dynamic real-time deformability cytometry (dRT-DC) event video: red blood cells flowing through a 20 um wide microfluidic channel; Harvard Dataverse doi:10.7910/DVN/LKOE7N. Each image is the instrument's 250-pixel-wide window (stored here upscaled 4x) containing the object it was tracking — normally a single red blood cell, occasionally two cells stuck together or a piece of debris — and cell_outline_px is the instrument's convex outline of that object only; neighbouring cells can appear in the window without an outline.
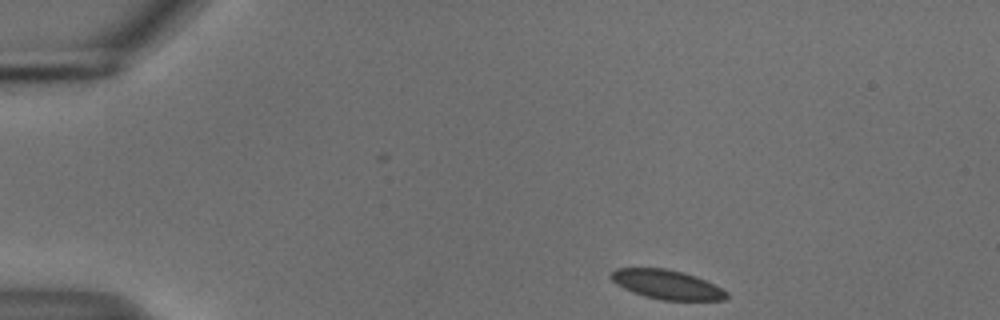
{"species": "common noctule bat (a hibernating species)", "species_latin": "Nyctalus noctula", "temperature_condition": "cold", "stored_images_in_passage": 47, "camera_frame_rate_fps": 3000, "um_per_image_px": 0.085, "animal": {"sex": "male", "body_mass_g": 18.8}, "frame": {"image": 1, "passage_image": 1, "time_ms": 0.0, "image_size_px": [1000, 320], "cell_outline_px": [[728, 296], [724, 300], [660, 300], [644, 296], [632, 292], [616, 284], [608, 276], [616, 268], [664, 268], [684, 272], [696, 276], [728, 292]], "centroid_in_image_um": [56.65, 24.18], "position_along_channel_um": 28.3, "area_um2": 19.65}}
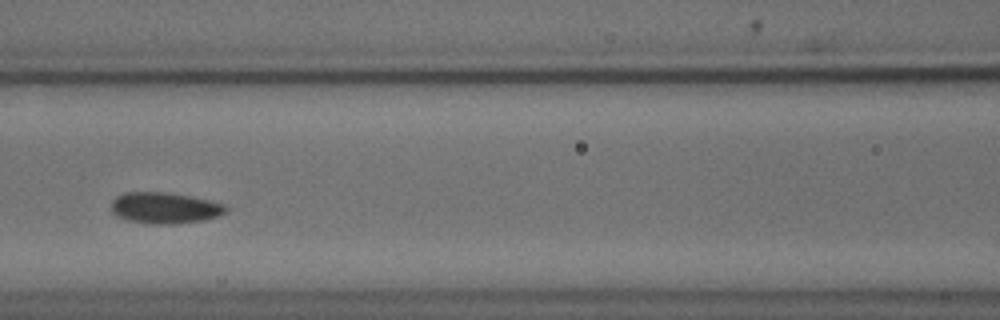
{"frame": {"image": 2, "passage_image": 17, "time_ms": 5.333, "image_size_px": [1000, 320], "cell_outline_px": [[224, 212], [216, 216], [204, 220], [176, 224], [148, 224], [128, 220], [116, 216], [112, 212], [112, 200], [116, 196], [124, 192], [168, 192], [208, 200], [224, 204]], "centroid_in_image_um": [13.93, 17.68], "position_along_channel_um": 152.7, "area_um2": 20.69}}
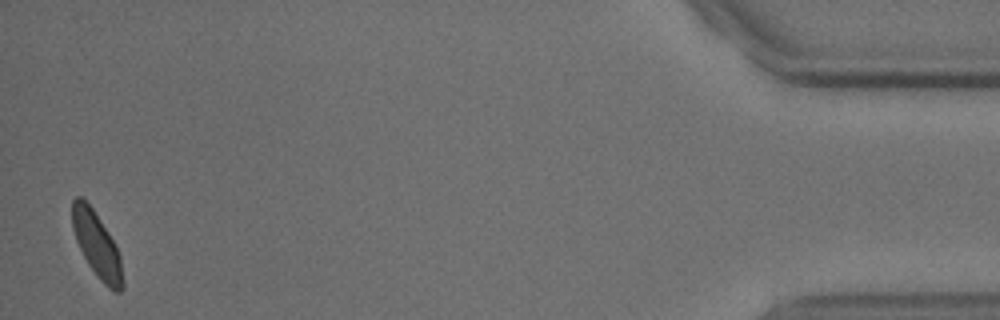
{"frame": {"image": 3, "passage_image": 46, "time_ms": 15.0, "image_size_px": [1000, 320], "cell_outline_px": [[124, 288], [120, 292], [116, 292], [108, 288], [96, 276], [88, 264], [76, 240], [72, 228], [72, 200], [76, 196], [80, 196], [92, 208], [108, 232], [120, 256], [124, 284]], "centroid_in_image_um": [8.23, 20.85], "position_along_channel_um": 427.0, "area_um2": 18.96}, "authors_computed_cell_mechanics": {"area_um2": 20.0566, "velocity_mm_per_s": 3.6699, "shape_relaxation_time_tau1_ms": 2.287, "shape_relaxation_time_tau2_ms": null, "deformation_change_tau1": 0.0546, "deformation_change_tau2": null}}